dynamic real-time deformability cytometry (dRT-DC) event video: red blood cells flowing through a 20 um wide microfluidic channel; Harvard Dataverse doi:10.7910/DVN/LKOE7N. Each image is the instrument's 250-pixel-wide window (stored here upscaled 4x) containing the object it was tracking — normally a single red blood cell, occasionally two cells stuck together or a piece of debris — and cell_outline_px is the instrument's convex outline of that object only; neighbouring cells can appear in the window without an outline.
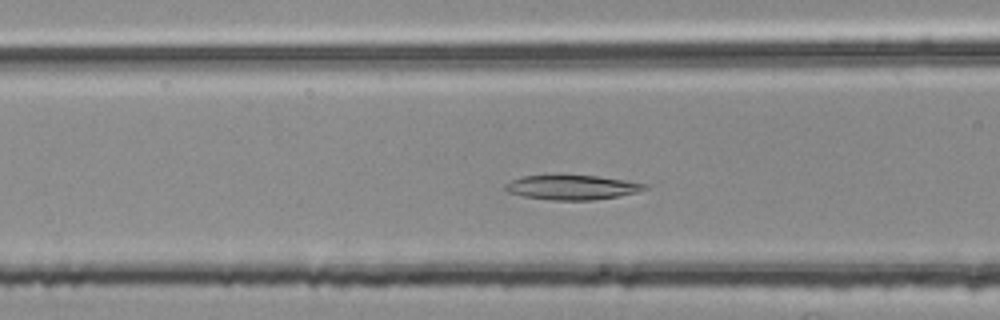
{"species": "common noctule bat (a hibernating species)", "species_latin": "Nyctalus noctula", "temperature_condition": "room temperature", "stored_images_in_passage": 44, "camera_frame_rate_fps": 3000, "um_per_image_px": 0.085, "animal": {"sex": "female", "body_mass_g": 25.1}, "frame": {"image": 1, "passage_image": 14, "time_ms": 4.333, "image_size_px": [1000, 320], "cell_outline_px": [[648, 188], [636, 192], [620, 196], [592, 200], [552, 200], [524, 196], [508, 192], [504, 188], [504, 184], [520, 176], [556, 172], [600, 176], [648, 184]], "centroid_in_image_um": [48.57, 15.87], "position_along_channel_um": 118.0, "area_um2": 20.92}}
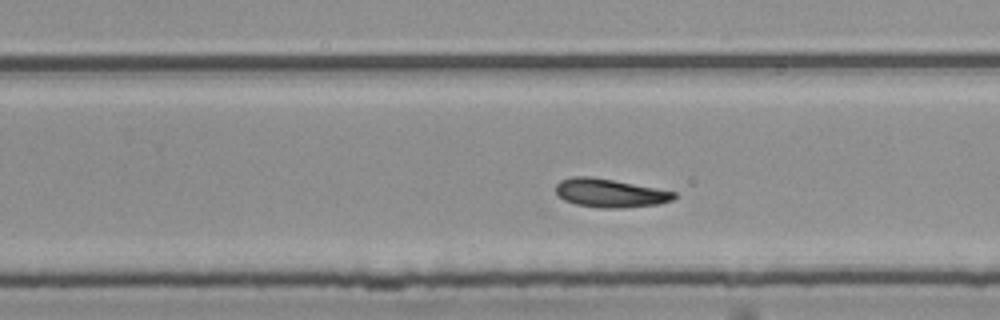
{"frame": {"image": 2, "passage_image": 27, "time_ms": 8.667, "image_size_px": [1000, 320], "cell_outline_px": [[676, 196], [672, 200], [660, 204], [624, 208], [600, 208], [576, 204], [564, 200], [556, 192], [556, 184], [560, 180], [572, 176], [588, 176], [612, 180], [676, 192]], "centroid_in_image_um": [51.83, 16.42], "position_along_channel_um": 278.0, "area_um2": 19.54}}
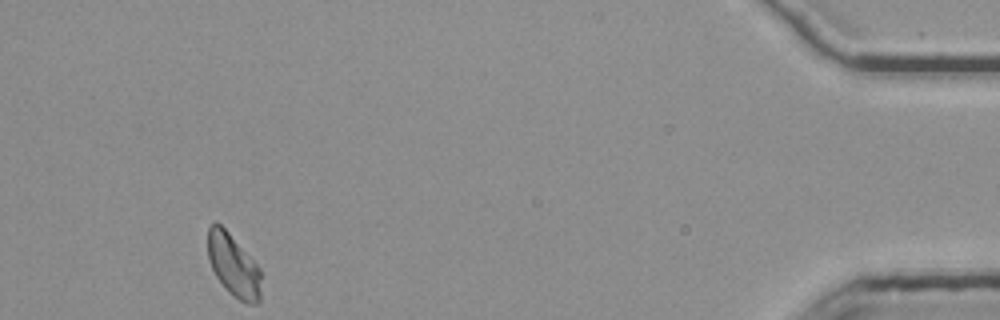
{"frame": {"image": 3, "passage_image": 44, "time_ms": 14.333, "image_size_px": [1000, 320], "cell_outline_px": [[260, 304], [248, 304], [232, 296], [224, 288], [216, 276], [208, 260], [208, 228], [212, 224], [220, 224], [228, 232], [260, 268]], "centroid_in_image_um": [19.84, 22.61], "position_along_channel_um": 415.4, "area_um2": 19.25}, "authors_computed_cell_mechanics": {"area_um2": 19.7965, "velocity_mm_per_s": 3.6989, "shape_relaxation_time_tau1_ms": null, "shape_relaxation_time_tau2_ms": 4.6607, "deformation_change_tau1": null, "deformation_change_tau2": 0.1126}}